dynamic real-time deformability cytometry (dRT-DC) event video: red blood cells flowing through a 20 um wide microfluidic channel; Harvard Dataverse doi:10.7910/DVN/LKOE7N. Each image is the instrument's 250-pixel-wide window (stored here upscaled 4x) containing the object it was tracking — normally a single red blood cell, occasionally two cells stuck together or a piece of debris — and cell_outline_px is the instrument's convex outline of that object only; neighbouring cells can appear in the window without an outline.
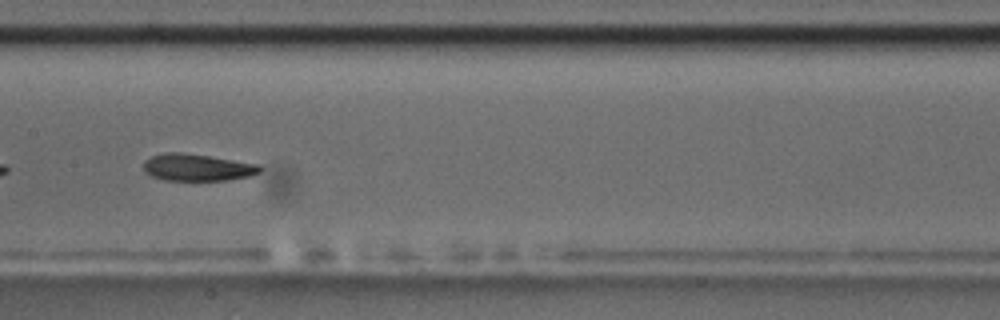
{"species": "common noctule bat (a hibernating species)", "species_latin": "Nyctalus noctula", "temperature_condition": "room temperature", "stored_images_in_passage": 39, "camera_frame_rate_fps": 3000, "um_per_image_px": 0.085, "animal": {"sex": "male", "body_mass_g": 17.5, "forearm_length_mm": 52.3}, "frame": {"image": 1, "passage_image": 12, "time_ms": 3.667, "image_size_px": [1000, 320], "cell_outline_px": [[260, 172], [248, 176], [228, 180], [164, 180], [152, 176], [144, 172], [144, 160], [152, 156], [164, 152], [180, 152], [208, 156], [260, 164]], "centroid_in_image_um": [16.74, 14.23], "position_along_channel_um": 190.7, "area_um2": 18.21}, "authors_computed_cell_mechanics": {"area_um2": 19.074, "velocity_mm_per_s": 3.6396, "shape_relaxation_time_tau1_ms": 3.2889, "shape_relaxation_time_tau2_ms": 4.9082, "deformation_change_tau1": 0.1076, "deformation_change_tau2": 0.1196}}